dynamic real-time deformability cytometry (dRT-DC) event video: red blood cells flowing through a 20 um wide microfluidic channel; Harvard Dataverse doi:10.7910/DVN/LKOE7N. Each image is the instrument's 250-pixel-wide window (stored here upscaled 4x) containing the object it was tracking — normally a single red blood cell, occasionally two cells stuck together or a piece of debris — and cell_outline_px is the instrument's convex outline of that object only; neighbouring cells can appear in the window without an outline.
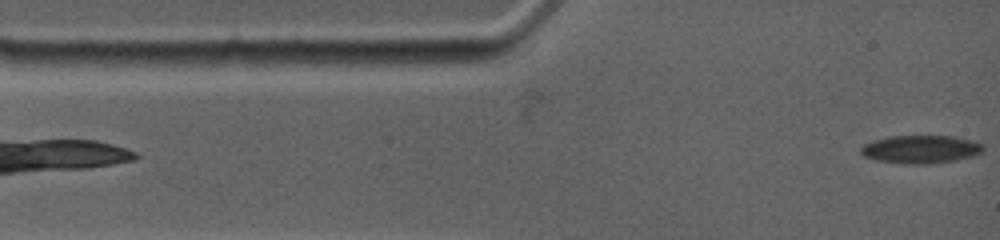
{"species": "common noctule bat (a hibernating species)", "species_latin": "Nyctalus noctula", "temperature_condition": "warm", "stored_images_in_passage": 8, "camera_frame_rate_fps": 4500, "um_per_image_px": 0.085, "animal": {"sex": "female", "body_mass_g": 19.0, "forearm_length_mm": 53.3}, "frame": {"image": 1, "passage_image": 1, "time_ms": 0.0, "image_size_px": [1000, 240], "cell_outline_px": [[984, 148], [980, 152], [972, 156], [956, 160], [932, 164], [912, 164], [876, 160], [864, 156], [860, 152], [860, 148], [864, 144], [888, 136], [956, 136], [972, 140], [980, 144]], "centroid_in_image_um": [78.26, 12.69], "position_along_channel_um": 6.7, "area_um2": 19.88}}